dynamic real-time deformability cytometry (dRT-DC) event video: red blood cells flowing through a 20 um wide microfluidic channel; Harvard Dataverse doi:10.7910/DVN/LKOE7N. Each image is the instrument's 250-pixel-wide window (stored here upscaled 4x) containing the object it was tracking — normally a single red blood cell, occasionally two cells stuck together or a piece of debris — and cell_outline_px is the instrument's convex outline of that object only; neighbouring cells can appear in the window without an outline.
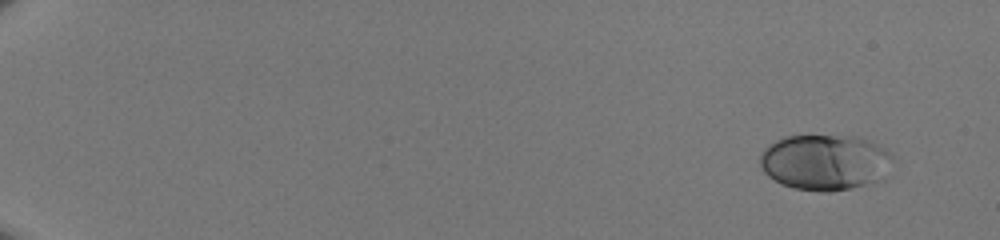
{"species": "human", "species_latin": "Homo sapiens", "temperature_condition": "room temperature", "stored_images_in_passage": 48, "camera_frame_rate_fps": 3000, "um_per_image_px": 0.085, "donor": {"sex": "male"}, "frame": {"image": 1, "passage_image": 1, "time_ms": 0.0, "image_size_px": [1000, 240], "cell_outline_px": [[892, 160], [876, 180], [864, 184], [848, 188], [828, 192], [820, 192], [796, 188], [780, 184], [768, 176], [764, 172], [760, 164], [760, 152], [768, 144], [784, 136], [860, 136], [872, 140], [892, 152]], "centroid_in_image_um": [70.07, 13.76], "position_along_channel_um": 14.9, "area_um2": 42.95}}
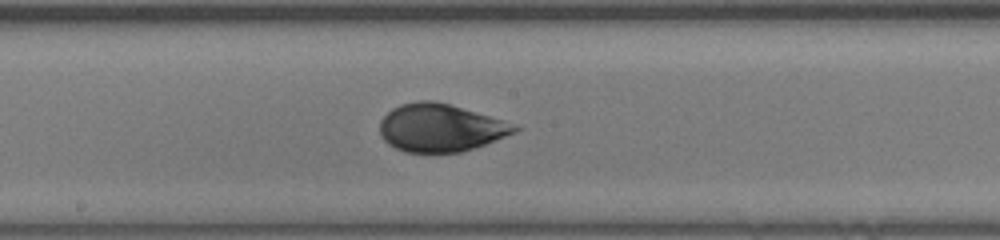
{"frame": {"image": 2, "passage_image": 28, "time_ms": 9.0, "image_size_px": [1000, 240], "cell_outline_px": [[524, 128], [516, 132], [484, 144], [460, 152], [404, 152], [388, 144], [380, 136], [380, 120], [392, 108], [400, 104], [416, 100], [432, 100], [448, 104], [516, 124]], "centroid_in_image_um": [37.41, 10.86], "position_along_channel_um": 210.8, "area_um2": 37.34}}
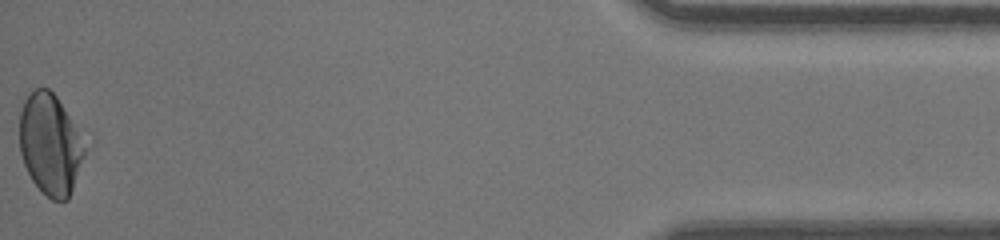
{"frame": {"image": 3, "passage_image": 48, "time_ms": 15.667, "image_size_px": [1000, 240], "cell_outline_px": [[84, 156], [68, 200], [52, 200], [32, 180], [24, 164], [20, 152], [20, 112], [24, 100], [32, 88], [48, 88], [56, 96], [68, 116], [84, 148]], "centroid_in_image_um": [4.21, 12.26], "position_along_channel_um": 431.0, "area_um2": 37.22}}